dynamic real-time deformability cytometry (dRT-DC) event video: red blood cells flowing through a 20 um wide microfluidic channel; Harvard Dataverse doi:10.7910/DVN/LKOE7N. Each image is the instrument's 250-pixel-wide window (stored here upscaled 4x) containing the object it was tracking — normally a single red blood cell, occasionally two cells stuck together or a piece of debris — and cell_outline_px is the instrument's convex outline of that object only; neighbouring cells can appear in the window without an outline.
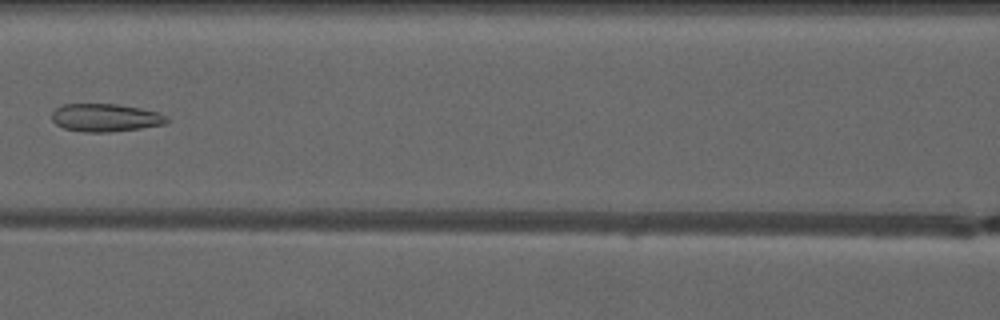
{"species": "common noctule bat (a hibernating species)", "species_latin": "Nyctalus noctula", "temperature_condition": "warm", "stored_images_in_passage": 11, "camera_frame_rate_fps": 3000, "um_per_image_px": 0.085, "animal": {"sex": "male", "forearm_length_mm": 52.5}, "frame": {"image": 1, "passage_image": 8, "time_ms": 8.333, "image_size_px": [1000, 320], "cell_outline_px": [[168, 124], [112, 132], [84, 132], [64, 128], [56, 124], [52, 120], [52, 112], [56, 108], [64, 104], [116, 104], [140, 108], [156, 112], [168, 116]], "centroid_in_image_um": [8.97, 10.01], "position_along_channel_um": 157.6, "area_um2": 18.73}}
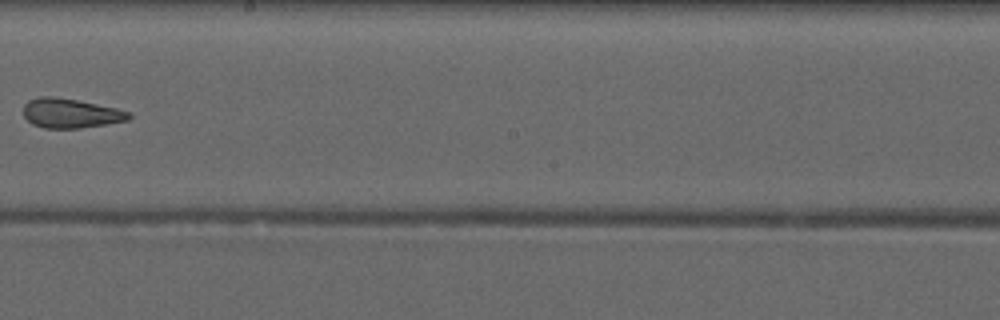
{"frame": {"image": 2, "passage_image": 10, "time_ms": 10.333, "image_size_px": [1000, 320], "cell_outline_px": [[132, 116], [128, 120], [80, 128], [44, 128], [32, 124], [24, 116], [24, 104], [28, 100], [40, 96], [52, 96], [76, 100], [116, 108], [128, 112]], "centroid_in_image_um": [5.96, 9.62], "position_along_channel_um": 242.2, "area_um2": 17.92}}